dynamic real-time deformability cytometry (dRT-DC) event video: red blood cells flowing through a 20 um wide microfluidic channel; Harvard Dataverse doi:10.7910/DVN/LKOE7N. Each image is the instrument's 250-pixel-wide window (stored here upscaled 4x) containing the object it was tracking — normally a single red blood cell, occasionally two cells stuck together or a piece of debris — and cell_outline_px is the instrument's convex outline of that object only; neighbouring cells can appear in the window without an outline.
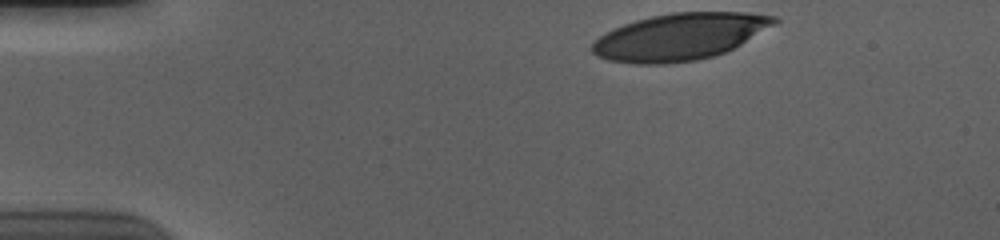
{"species": "human", "species_latin": "Homo sapiens", "temperature_condition": "cold", "stored_images_in_passage": 38, "camera_frame_rate_fps": 3000, "um_per_image_px": 0.085, "donor": {"sex": "male"}, "frame": {"image": 1, "passage_image": 1, "time_ms": 0.0, "image_size_px": [1000, 240], "cell_outline_px": [[780, 20], [776, 24], [740, 44], [724, 52], [712, 56], [696, 60], [664, 64], [636, 64], [608, 60], [596, 56], [592, 52], [592, 44], [600, 36], [624, 24], [636, 20], [652, 16], [672, 12], [748, 12], [776, 16]], "centroid_in_image_um": [57.8, 3.11], "position_along_channel_um": 27.2, "area_um2": 49.36}}
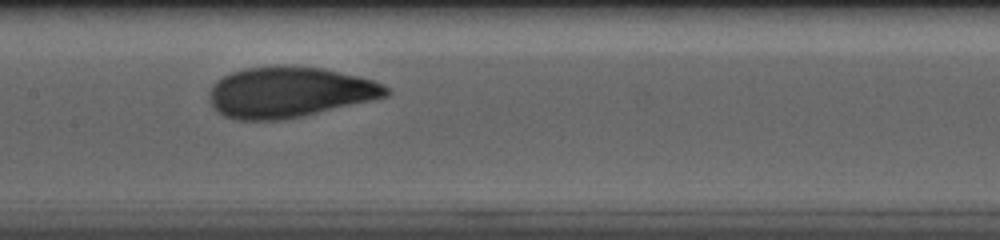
{"frame": {"image": 2, "passage_image": 20, "time_ms": 6.333, "image_size_px": [1000, 240], "cell_outline_px": [[392, 92], [388, 96], [304, 116], [284, 120], [236, 120], [224, 116], [216, 112], [212, 108], [208, 100], [208, 92], [212, 84], [216, 80], [232, 72], [244, 68], [324, 68], [372, 80], [384, 84]], "centroid_in_image_um": [24.55, 7.88], "position_along_channel_um": 182.9, "area_um2": 51.79}}
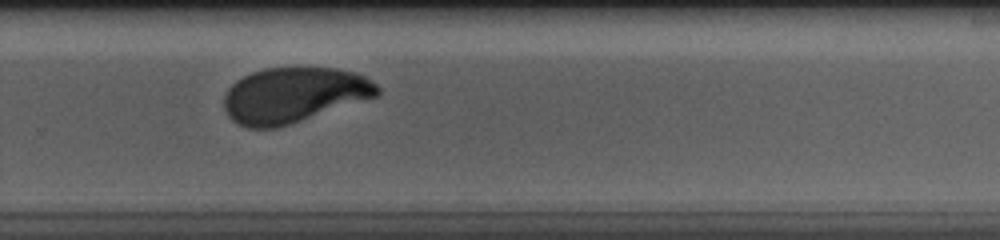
{"frame": {"image": 3, "passage_image": 30, "time_ms": 9.667, "image_size_px": [1000, 240], "cell_outline_px": [[380, 96], [276, 128], [248, 128], [236, 124], [228, 116], [224, 108], [224, 96], [228, 88], [236, 80], [252, 72], [264, 68], [336, 68], [356, 72], [372, 80], [380, 88]], "centroid_in_image_um": [24.98, 8.08], "position_along_channel_um": 304.8, "area_um2": 49.65}}